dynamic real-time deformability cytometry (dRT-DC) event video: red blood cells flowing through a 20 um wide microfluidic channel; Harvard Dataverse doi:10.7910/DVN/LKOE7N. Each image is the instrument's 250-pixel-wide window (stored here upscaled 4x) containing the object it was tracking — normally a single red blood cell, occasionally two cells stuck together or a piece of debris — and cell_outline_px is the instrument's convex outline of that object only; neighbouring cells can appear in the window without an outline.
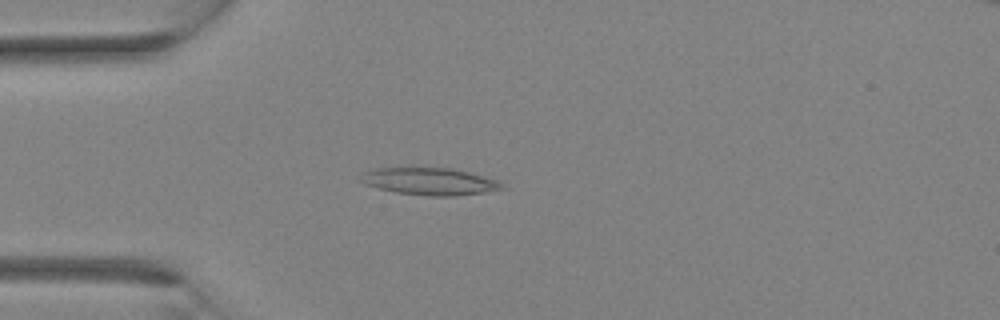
{"species": "Egyptian fruit bat (a non-hibernating species)", "species_latin": "Rousettus aegyptiacus", "temperature_condition": "room temperature", "stored_images_in_passage": 31, "camera_frame_rate_fps": 3000, "um_per_image_px": 0.085, "animal": {"sex": "female"}, "frame": {"image": 1, "passage_image": 7, "time_ms": 2.0, "image_size_px": [1000, 320], "cell_outline_px": [[508, 188], [484, 192], [456, 196], [428, 196], [396, 192], [364, 184], [356, 180], [364, 172], [372, 168], [412, 164], [452, 168], [500, 180]], "centroid_in_image_um": [36.47, 15.36], "position_along_channel_um": 48.5, "area_um2": 23.76}}
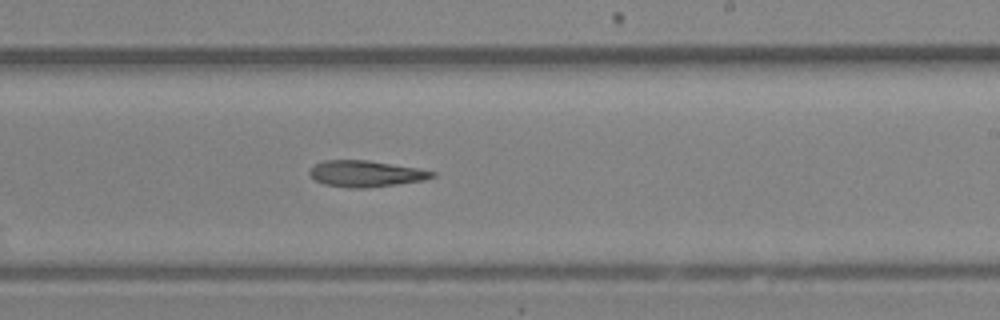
{"frame": {"image": 2, "passage_image": 18, "time_ms": 5.667, "image_size_px": [1000, 320], "cell_outline_px": [[436, 176], [424, 180], [368, 188], [348, 188], [324, 184], [316, 180], [308, 172], [316, 164], [324, 160], [368, 160], [420, 168], [436, 172]], "centroid_in_image_um": [31.13, 14.76], "position_along_channel_um": 257.9, "area_um2": 18.79}}
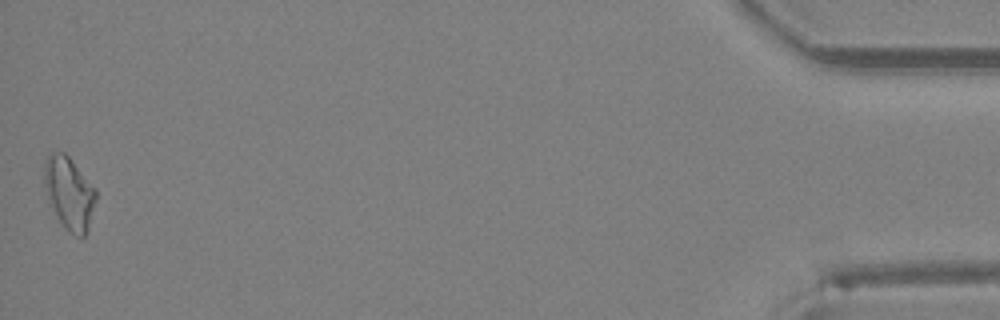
{"frame": {"image": 3, "passage_image": 31, "time_ms": 10.0, "image_size_px": [1000, 320], "cell_outline_px": [[96, 200], [88, 232], [84, 236], [76, 236], [60, 220], [48, 196], [44, 184], [44, 164], [48, 156], [52, 152], [64, 152], [68, 156], [96, 188]], "centroid_in_image_um": [5.92, 16.38], "position_along_channel_um": 429.3, "area_um2": 21.27}}